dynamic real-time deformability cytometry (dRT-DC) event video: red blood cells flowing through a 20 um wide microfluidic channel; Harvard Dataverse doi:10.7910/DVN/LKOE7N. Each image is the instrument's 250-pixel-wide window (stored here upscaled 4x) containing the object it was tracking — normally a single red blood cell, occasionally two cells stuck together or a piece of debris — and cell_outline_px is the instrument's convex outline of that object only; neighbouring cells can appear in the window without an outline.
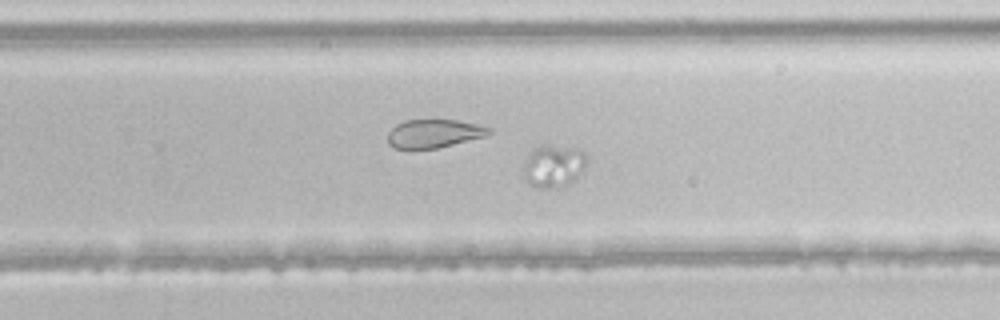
{"species": "common noctule bat (a hibernating species)", "species_latin": "Nyctalus noctula", "temperature_condition": "room temperature", "stored_images_in_passage": 47, "segment_of_instrument_passage": [3, 3], "camera_frame_rate_fps": 3000, "um_per_image_px": 0.085, "animal": {"sex": "male", "body_mass_g": 21.5, "forearm_length_mm": 52.0}, "frame": {"image": 1, "passage_image": 28, "time_ms": 9.0, "image_size_px": [1000, 320], "cell_outline_px": [[584, 172], [564, 188], [540, 188], [528, 184], [524, 176], [524, 164], [532, 148], [544, 144], [568, 148], [584, 152]], "centroid_in_image_um": [47.02, 14.15], "position_along_channel_um": 282.8, "area_um2": 15.61}}